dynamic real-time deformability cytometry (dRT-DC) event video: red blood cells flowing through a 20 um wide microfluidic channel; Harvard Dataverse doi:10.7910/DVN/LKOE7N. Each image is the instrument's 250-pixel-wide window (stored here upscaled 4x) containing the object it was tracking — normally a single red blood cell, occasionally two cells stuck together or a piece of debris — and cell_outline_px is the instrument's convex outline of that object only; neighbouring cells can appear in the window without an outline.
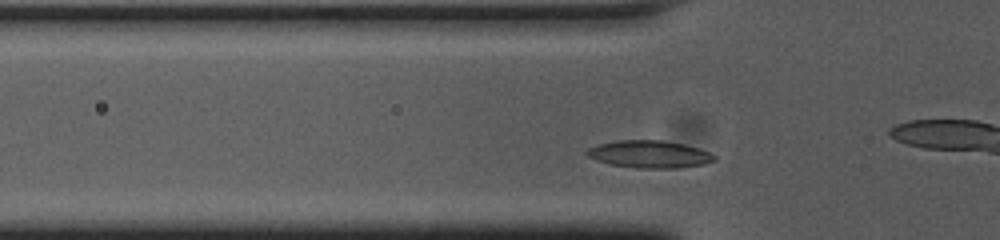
{"species": "common noctule bat (a hibernating species)", "species_latin": "Nyctalus noctula", "temperature_condition": "cold", "stored_images_in_passage": 40, "camera_frame_rate_fps": 3000, "um_per_image_px": 0.085, "animal": {"sex": "female", "body_mass_g": 23.0, "forearm_length_mm": 53.4}, "frame": {"image": 1, "passage_image": 12, "time_ms": 3.667, "image_size_px": [1000, 240], "cell_outline_px": [[716, 160], [704, 164], [676, 168], [640, 168], [608, 164], [588, 156], [584, 152], [588, 148], [600, 144], [616, 140], [660, 140], [684, 144], [708, 152], [716, 156]], "centroid_in_image_um": [55.19, 13.11], "position_along_channel_um": 70.6, "area_um2": 20.17}}
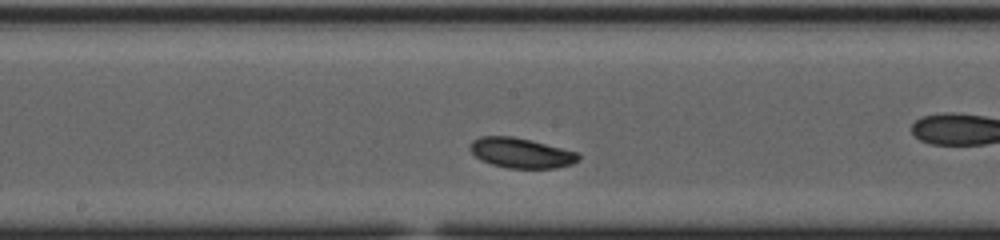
{"frame": {"image": 2, "passage_image": 23, "time_ms": 7.333, "image_size_px": [1000, 240], "cell_outline_px": [[580, 160], [572, 164], [556, 168], [508, 168], [492, 164], [480, 160], [468, 148], [472, 140], [480, 136], [512, 136], [580, 152]], "centroid_in_image_um": [44.3, 13.0], "position_along_channel_um": 203.9, "area_um2": 19.07}}
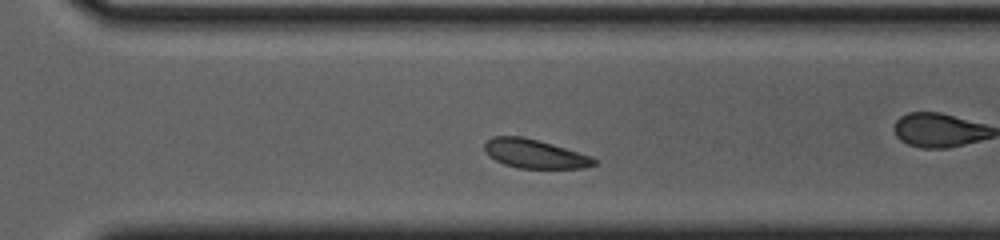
{"frame": {"image": 3, "passage_image": 33, "time_ms": 10.667, "image_size_px": [1000, 240], "cell_outline_px": [[596, 164], [584, 168], [520, 168], [504, 164], [488, 156], [484, 148], [484, 144], [492, 136], [520, 136], [552, 144], [592, 156], [596, 160]], "centroid_in_image_um": [45.44, 13.07], "position_along_channel_um": 325.2, "area_um2": 18.26}}